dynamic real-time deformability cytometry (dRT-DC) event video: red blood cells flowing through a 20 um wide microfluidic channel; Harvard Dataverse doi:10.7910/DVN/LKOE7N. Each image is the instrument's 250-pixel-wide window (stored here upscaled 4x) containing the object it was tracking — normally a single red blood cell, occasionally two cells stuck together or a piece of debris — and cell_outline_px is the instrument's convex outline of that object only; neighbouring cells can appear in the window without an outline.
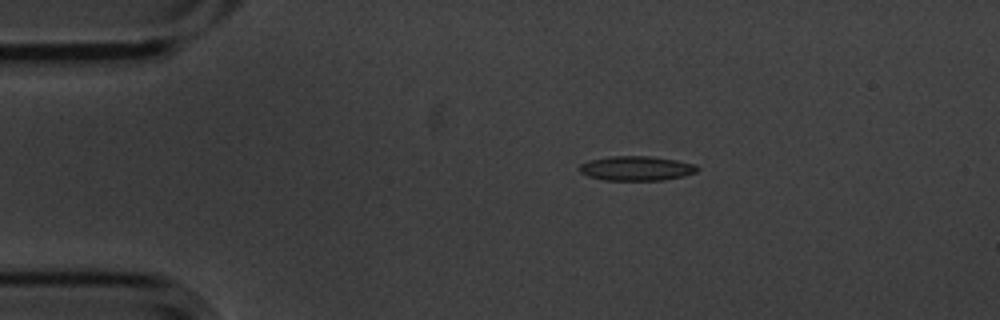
{"species": "common noctule bat (a hibernating species)", "species_latin": "Nyctalus noctula", "temperature_condition": "cold", "stored_images_in_passage": 10, "camera_frame_rate_fps": 3000, "um_per_image_px": 0.085, "animal": {"sex": "male", "body_mass_g": 20.1, "forearm_length_mm": 53.5}, "frame": {"image": 1, "passage_image": 3, "time_ms": 0.667, "image_size_px": [1000, 320], "cell_outline_px": [[700, 168], [696, 172], [684, 176], [664, 180], [604, 180], [588, 176], [580, 172], [580, 164], [592, 160], [612, 156], [648, 156], [676, 160], [692, 164]], "centroid_in_image_um": [54.11, 14.32], "position_along_channel_um": 30.9, "area_um2": 16.65}}
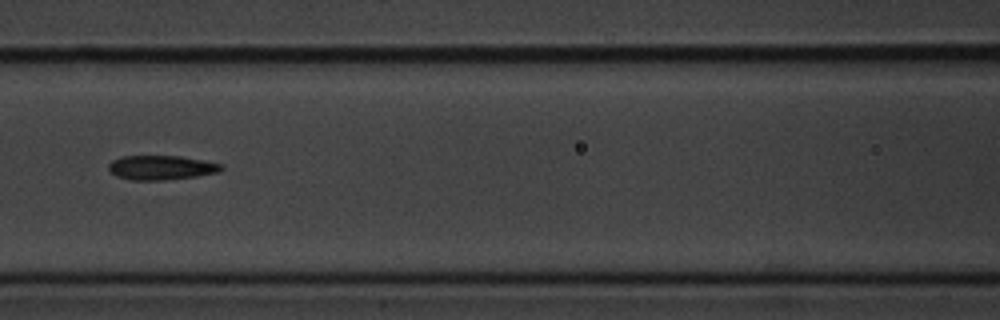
{"frame": {"image": 2, "passage_image": 7, "time_ms": 2.0, "image_size_px": [1000, 320], "cell_outline_px": [[224, 168], [220, 172], [196, 176], [164, 180], [128, 180], [116, 176], [108, 168], [108, 164], [112, 160], [120, 156], [180, 156], [204, 160], [224, 164]], "centroid_in_image_um": [13.72, 14.24], "position_along_channel_um": 152.9, "area_um2": 16.18}}
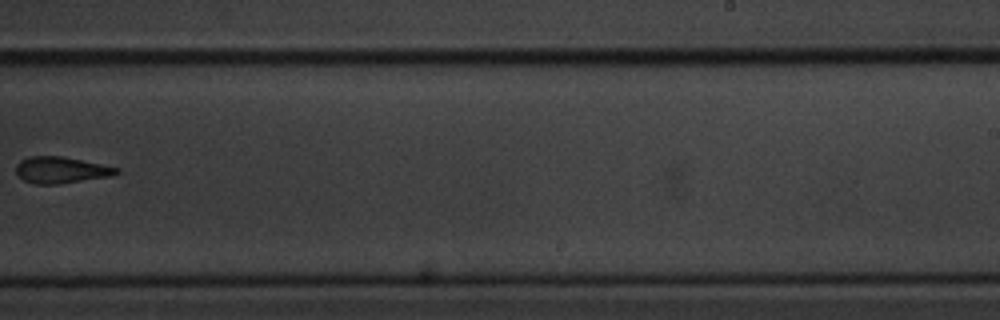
{"frame": {"image": 3, "passage_image": 10, "time_ms": 3.0, "image_size_px": [1000, 320], "cell_outline_px": [[120, 172], [112, 176], [60, 184], [32, 184], [24, 180], [16, 172], [16, 164], [20, 160], [28, 156], [60, 156], [120, 168]], "centroid_in_image_um": [5.18, 14.46], "position_along_channel_um": 283.8, "area_um2": 15.49}}